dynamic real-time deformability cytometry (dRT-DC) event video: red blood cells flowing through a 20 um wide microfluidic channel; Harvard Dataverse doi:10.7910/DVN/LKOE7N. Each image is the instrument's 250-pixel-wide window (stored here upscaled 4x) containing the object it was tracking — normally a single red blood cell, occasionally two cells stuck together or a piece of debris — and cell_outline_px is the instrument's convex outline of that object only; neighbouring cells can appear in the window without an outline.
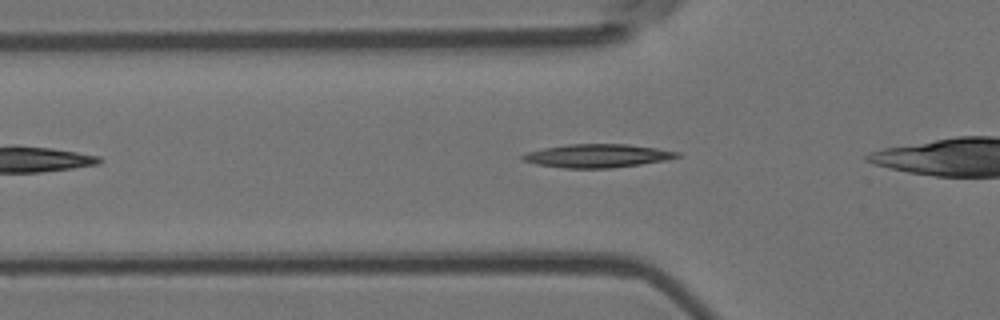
{"species": "Egyptian fruit bat (a non-hibernating species)", "species_latin": "Rousettus aegyptiacus", "temperature_condition": "room temperature", "stored_images_in_passage": 35, "camera_frame_rate_fps": 3000, "um_per_image_px": 0.085, "animal": {"sex": "female"}, "frame": {"image": 1, "passage_image": 8, "time_ms": 2.333, "image_size_px": [1000, 320], "cell_outline_px": [[680, 156], [664, 160], [640, 164], [612, 168], [564, 168], [536, 164], [520, 160], [520, 156], [528, 152], [544, 148], [568, 144], [628, 144], [656, 148], [680, 152]], "centroid_in_image_um": [50.74, 13.24], "position_along_channel_um": 75.1, "area_um2": 20.98}}
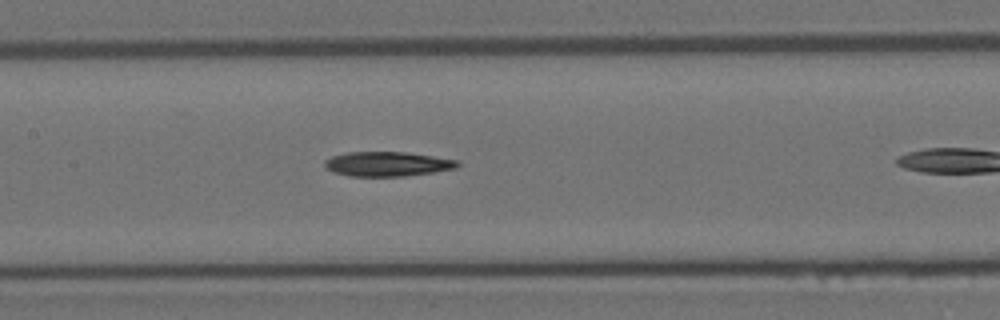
{"frame": {"image": 2, "passage_image": 16, "time_ms": 5.0, "image_size_px": [1000, 320], "cell_outline_px": [[460, 164], [456, 168], [432, 172], [404, 176], [348, 176], [332, 172], [324, 168], [324, 160], [332, 156], [348, 152], [404, 152], [460, 160]], "centroid_in_image_um": [32.89, 13.94], "position_along_channel_um": 174.5, "area_um2": 19.07}}
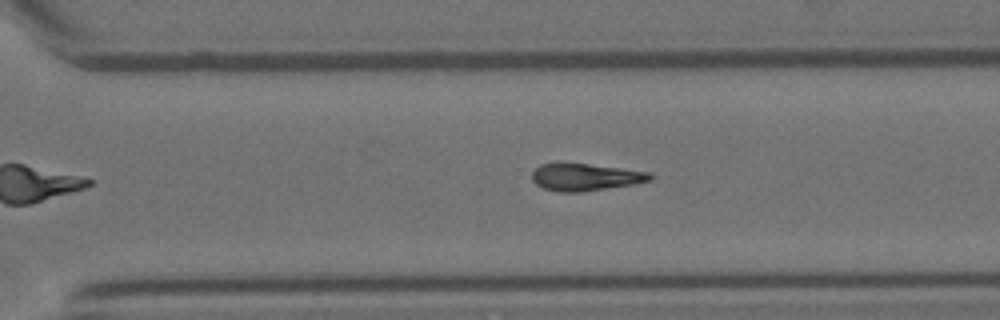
{"frame": {"image": 3, "passage_image": 28, "time_ms": 9.0, "image_size_px": [1000, 320], "cell_outline_px": [[652, 180], [636, 184], [584, 192], [560, 192], [544, 188], [536, 184], [532, 180], [532, 172], [540, 164], [556, 160], [560, 160], [652, 172]], "centroid_in_image_um": [49.73, 15.02], "position_along_channel_um": 320.9, "area_um2": 19.54}}